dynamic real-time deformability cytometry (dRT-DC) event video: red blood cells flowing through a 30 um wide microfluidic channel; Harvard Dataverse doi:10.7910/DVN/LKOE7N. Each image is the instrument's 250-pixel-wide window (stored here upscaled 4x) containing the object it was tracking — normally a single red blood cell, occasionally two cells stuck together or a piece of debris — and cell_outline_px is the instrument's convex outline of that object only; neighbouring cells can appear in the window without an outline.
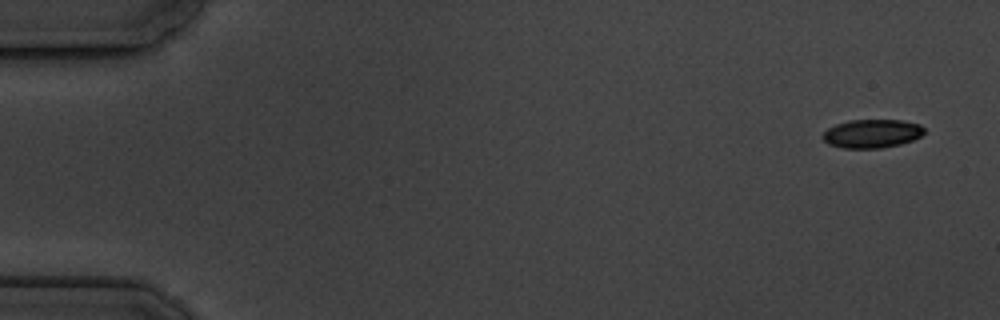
{"species": "common noctule bat (a hibernating species)", "species_latin": "Nyctalus noctula", "temperature_condition": "cold", "stored_images_in_passage": 5, "camera_frame_rate_fps": 3000, "um_per_image_px": 0.085, "animal": {"sex": "male", "body_mass_g": 19.5, "forearm_length_mm": 54.6}, "frame": {"image": 1, "passage_image": 1, "time_ms": 0.0, "image_size_px": [1000, 320], "cell_outline_px": [[924, 132], [920, 136], [912, 140], [900, 144], [880, 148], [844, 148], [828, 144], [820, 136], [828, 128], [836, 124], [848, 120], [904, 120], [920, 124], [924, 128]], "centroid_in_image_um": [74.1, 11.35], "position_along_channel_um": 10.9, "area_um2": 16.94}}
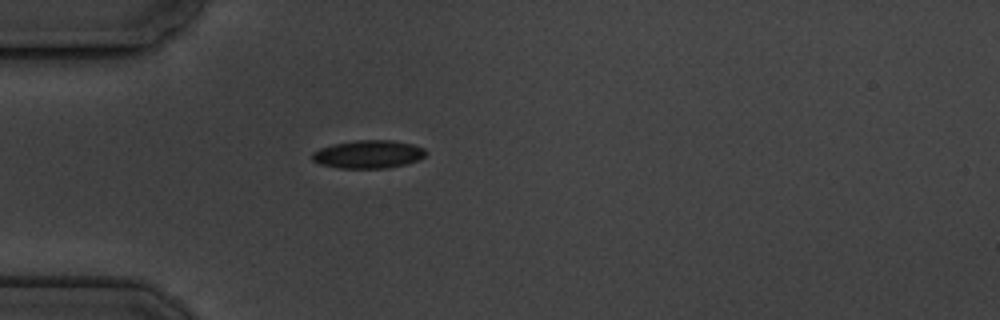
{"frame": {"image": 2, "passage_image": 5, "time_ms": 4.667, "image_size_px": [1000, 320], "cell_outline_px": [[428, 152], [424, 156], [416, 160], [404, 164], [388, 168], [340, 168], [320, 164], [312, 160], [312, 152], [320, 148], [332, 144], [356, 140], [392, 140], [412, 144], [424, 148]], "centroid_in_image_um": [31.29, 13.1], "position_along_channel_um": 53.7, "area_um2": 18.55}}